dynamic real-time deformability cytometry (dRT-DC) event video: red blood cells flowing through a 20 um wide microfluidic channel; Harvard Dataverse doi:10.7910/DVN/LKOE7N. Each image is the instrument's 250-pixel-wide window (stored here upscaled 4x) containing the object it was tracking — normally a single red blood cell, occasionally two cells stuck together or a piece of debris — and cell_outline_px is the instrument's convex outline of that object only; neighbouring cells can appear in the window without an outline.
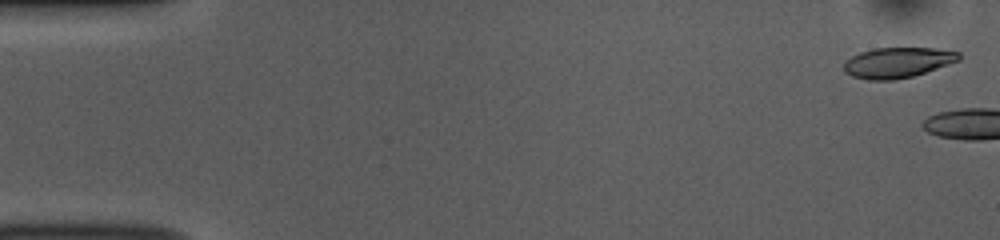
{"species": "common noctule bat (a hibernating species)", "species_latin": "Nyctalus noctula", "temperature_condition": "room temperature", "stored_images_in_passage": 4, "camera_frame_rate_fps": 3000, "um_per_image_px": 0.085, "animal": {"sex": "female", "body_mass_g": 10.0, "forearm_length_mm": 53.1}, "frame": {"image": 1, "passage_image": 1, "time_ms": 0.0, "image_size_px": [1000, 240], "cell_outline_px": [[944, 52], [936, 64], [920, 72], [904, 76], [864, 76], [888, 48], [920, 48]], "centroid_in_image_um": [76.86, 5.26], "position_along_channel_um": 8.1, "area_um2": 11.21}}